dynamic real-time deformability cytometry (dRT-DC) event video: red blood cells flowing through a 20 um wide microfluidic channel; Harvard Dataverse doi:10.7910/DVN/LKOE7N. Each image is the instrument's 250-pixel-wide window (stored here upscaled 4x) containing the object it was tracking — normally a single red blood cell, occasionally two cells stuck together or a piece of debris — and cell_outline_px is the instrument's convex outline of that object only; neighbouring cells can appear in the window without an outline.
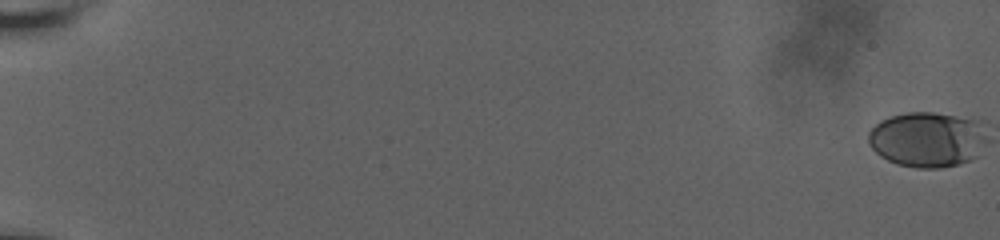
{"species": "human", "species_latin": "Homo sapiens", "temperature_condition": "room temperature", "stored_images_in_passage": 62, "camera_frame_rate_fps": 3000, "um_per_image_px": 0.085, "donor": {"sex": "male"}, "frame": {"image": 1, "passage_image": 1, "time_ms": 0.0, "image_size_px": [1000, 240], "cell_outline_px": [[984, 120], [976, 156], [968, 160], [956, 164], [940, 168], [916, 168], [896, 164], [880, 156], [868, 144], [868, 132], [880, 120], [892, 116], [908, 112], [932, 112]], "centroid_in_image_um": [78.73, 11.84], "position_along_channel_um": 6.3, "area_um2": 37.63}}
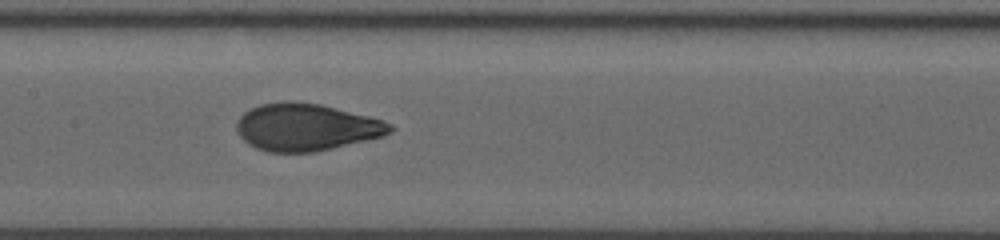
{"frame": {"image": 2, "passage_image": 35, "time_ms": 11.333, "image_size_px": [1000, 240], "cell_outline_px": [[396, 128], [392, 132], [384, 136], [316, 152], [268, 152], [256, 148], [248, 144], [240, 136], [236, 128], [236, 120], [244, 112], [260, 104], [280, 100], [292, 100], [320, 104], [384, 120], [392, 124]], "centroid_in_image_um": [26.03, 10.8], "position_along_channel_um": 181.4, "area_um2": 42.6}}
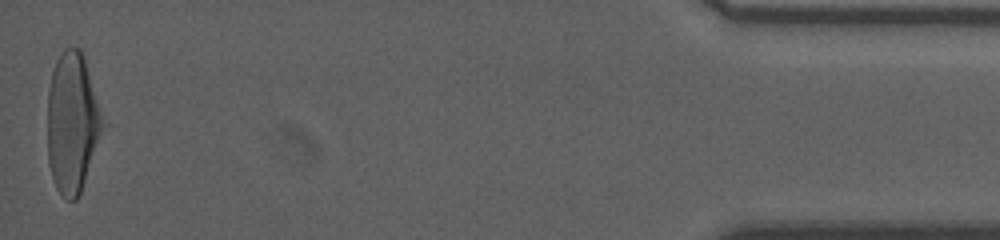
{"frame": {"image": 3, "passage_image": 62, "time_ms": 20.333, "image_size_px": [1000, 240], "cell_outline_px": [[100, 132], [80, 196], [76, 200], [68, 200], [56, 188], [52, 176], [48, 160], [48, 92], [52, 72], [56, 60], [60, 52], [64, 48], [80, 48], [84, 56], [100, 116]], "centroid_in_image_um": [6.08, 10.43], "position_along_channel_um": 429.1, "area_um2": 43.58}, "authors_computed_cell_mechanics": {"area_um2": 41.0958, "velocity_mm_per_s": 3.6637, "shape_relaxation_time_tau1_ms": 5.5125, "shape_relaxation_time_tau2_ms": 0.6334, "deformation_change_tau1": 0.2145, "deformation_change_tau2": 0.0629}}